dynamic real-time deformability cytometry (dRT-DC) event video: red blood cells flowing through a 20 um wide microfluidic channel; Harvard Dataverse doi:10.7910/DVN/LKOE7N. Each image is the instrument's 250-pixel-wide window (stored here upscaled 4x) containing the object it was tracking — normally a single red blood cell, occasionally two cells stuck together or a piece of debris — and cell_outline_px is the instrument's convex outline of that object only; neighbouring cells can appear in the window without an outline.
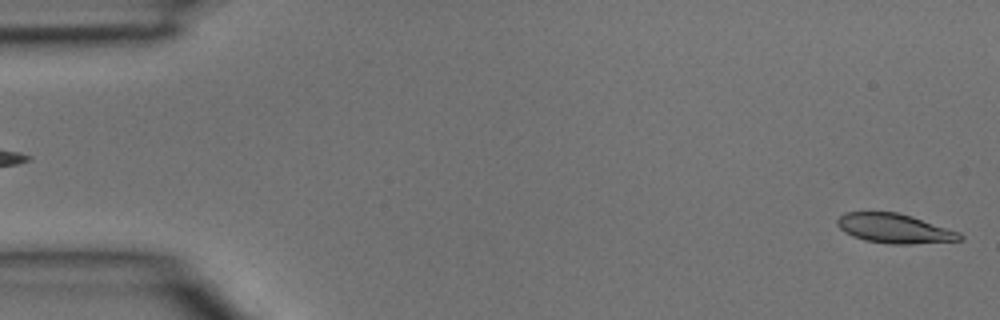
{"species": "common noctule bat (a hibernating species)", "species_latin": "Nyctalus noctula", "temperature_condition": "room temperature", "stored_images_in_passage": 4, "segment_of_instrument_passage": [2, 2], "camera_frame_rate_fps": 3000, "um_per_image_px": 0.085, "animal": {"sex": "male", "body_mass_g": 15.6}, "frame": {"image": 1, "passage_image": 4, "time_ms": 1.0, "image_size_px": [1000, 320], "cell_outline_px": [[964, 240], [912, 244], [888, 244], [864, 240], [852, 236], [844, 232], [836, 224], [836, 220], [844, 212], [896, 212], [912, 216], [960, 232], [964, 236]], "centroid_in_image_um": [76.04, 19.42], "position_along_channel_um": 9.0, "area_um2": 21.21}}